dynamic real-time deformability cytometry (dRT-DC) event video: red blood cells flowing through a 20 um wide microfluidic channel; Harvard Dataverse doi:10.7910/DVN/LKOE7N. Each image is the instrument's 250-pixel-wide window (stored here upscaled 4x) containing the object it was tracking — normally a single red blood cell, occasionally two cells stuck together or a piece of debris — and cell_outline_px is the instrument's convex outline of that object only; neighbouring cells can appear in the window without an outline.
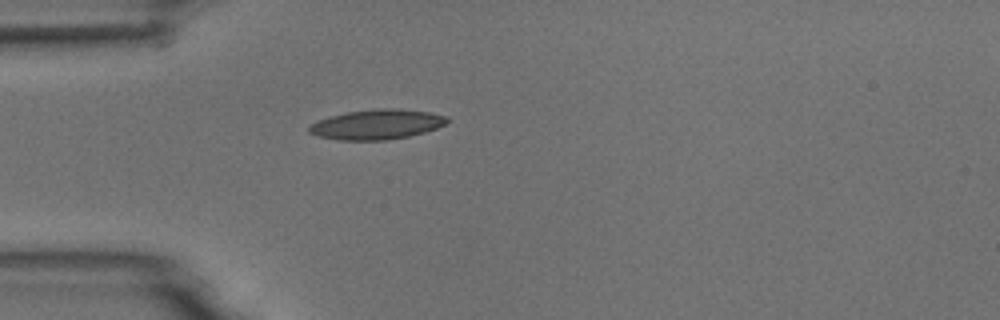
{"species": "common noctule bat (a hibernating species)", "species_latin": "Nyctalus noctula", "temperature_condition": "room temperature", "stored_images_in_passage": 1, "camera_frame_rate_fps": 3000, "um_per_image_px": 0.085, "animal": {"sex": "male", "body_mass_g": 18.8}, "frame": {"image": 1, "passage_image": 1, "time_ms": 0.0, "image_size_px": [1000, 320], "cell_outline_px": [[448, 120], [444, 124], [436, 128], [424, 132], [408, 136], [388, 140], [340, 140], [320, 136], [308, 132], [308, 128], [316, 120], [328, 116], [348, 112], [376, 108], [400, 108], [428, 112], [448, 116]], "centroid_in_image_um": [32.02, 10.56], "position_along_channel_um": 53.0, "area_um2": 24.04}}